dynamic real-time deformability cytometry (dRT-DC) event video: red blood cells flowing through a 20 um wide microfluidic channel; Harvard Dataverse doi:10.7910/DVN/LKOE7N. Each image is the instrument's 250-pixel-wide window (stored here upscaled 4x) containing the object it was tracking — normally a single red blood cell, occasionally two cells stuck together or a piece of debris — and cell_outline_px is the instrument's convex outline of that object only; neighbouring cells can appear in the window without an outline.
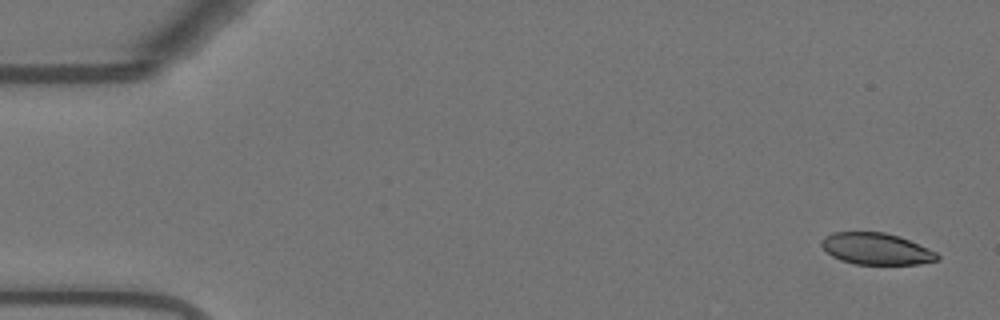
{"species": "Egyptian fruit bat (a non-hibernating species)", "species_latin": "Rousettus aegyptiacus", "temperature_condition": "warm", "stored_images_in_passage": 53, "camera_frame_rate_fps": 3000, "um_per_image_px": 0.085, "animal": {"sex": "female"}, "frame": {"image": 1, "passage_image": 1, "time_ms": 0.0, "image_size_px": [1000, 320], "cell_outline_px": [[940, 260], [920, 264], [856, 264], [840, 260], [832, 256], [820, 244], [820, 240], [824, 236], [832, 232], [884, 232], [900, 236], [928, 248], [936, 252], [940, 256]], "centroid_in_image_um": [74.49, 21.14], "position_along_channel_um": 10.5, "area_um2": 21.44}}
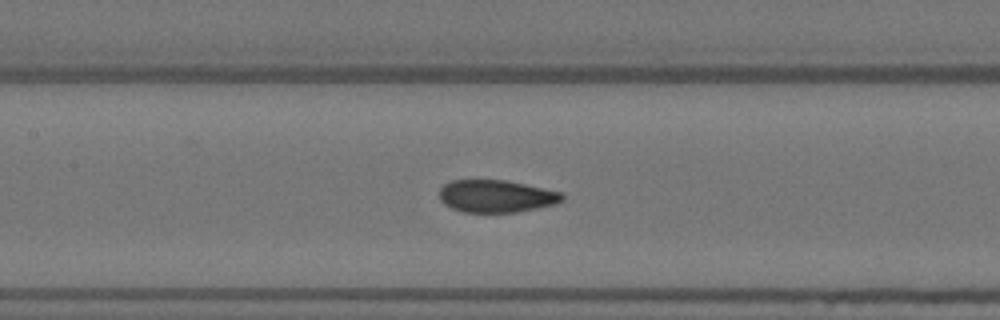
{"frame": {"image": 2, "passage_image": 24, "time_ms": 7.667, "image_size_px": [1000, 320], "cell_outline_px": [[564, 200], [556, 204], [516, 212], [464, 212], [452, 208], [444, 204], [440, 200], [440, 188], [444, 184], [452, 180], [508, 180], [564, 192]], "centroid_in_image_um": [42.22, 16.66], "position_along_channel_um": 165.2, "area_um2": 23.41}}
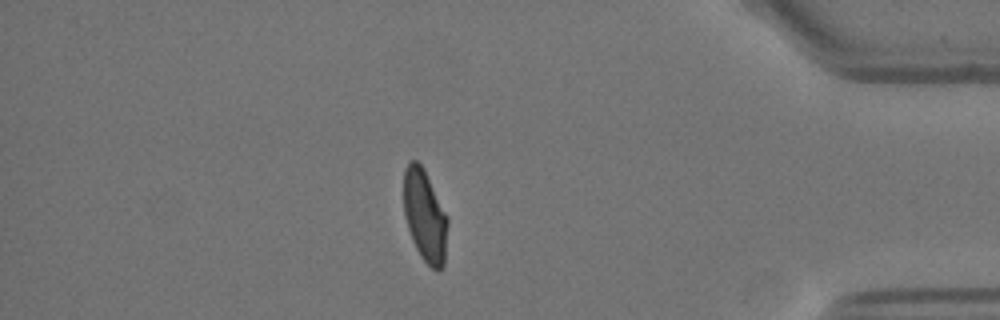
{"frame": {"image": 3, "passage_image": 46, "time_ms": 15.0, "image_size_px": [1000, 320], "cell_outline_px": [[448, 224], [444, 264], [440, 272], [436, 272], [420, 256], [412, 240], [404, 216], [404, 168], [412, 160], [416, 160], [424, 168], [448, 216]], "centroid_in_image_um": [36.13, 18.36], "position_along_channel_um": 399.1, "area_um2": 23.81}, "authors_computed_cell_mechanics": {"area_um2": 24.0448, "velocity_mm_per_s": 3.6993, "shape_relaxation_time_tau1_ms": 10.9111, "shape_relaxation_time_tau2_ms": 0.875, "deformation_change_tau1": 0.2585, "deformation_change_tau2": 0.059}}